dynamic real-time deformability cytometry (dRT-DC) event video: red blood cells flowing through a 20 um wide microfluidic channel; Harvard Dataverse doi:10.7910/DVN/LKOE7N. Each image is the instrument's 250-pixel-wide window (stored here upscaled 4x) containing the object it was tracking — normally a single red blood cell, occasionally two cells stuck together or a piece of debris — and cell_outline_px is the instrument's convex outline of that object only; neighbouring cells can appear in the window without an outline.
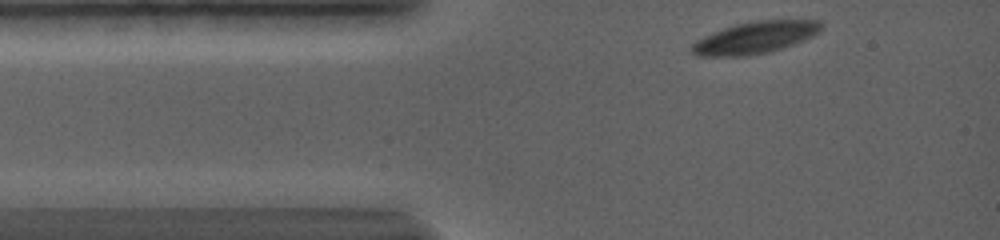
{"species": "common noctule bat (a hibernating species)", "species_latin": "Nyctalus noctula", "temperature_condition": "warm", "stored_images_in_passage": 28, "camera_frame_rate_fps": 5000, "um_per_image_px": 0.085, "animal": {"sex": "female", "body_mass_g": 19.0, "forearm_length_mm": 56.7}, "frame": {"image": 1, "passage_image": 1, "time_ms": 0.0, "image_size_px": [1000, 240], "cell_outline_px": [[824, 24], [816, 32], [808, 36], [776, 48], [764, 52], [732, 56], [696, 52], [692, 48], [692, 44], [696, 40], [712, 32], [736, 24], [752, 20], [824, 20]], "centroid_in_image_um": [64.21, 3.11], "position_along_channel_um": 20.8, "area_um2": 22.43}}
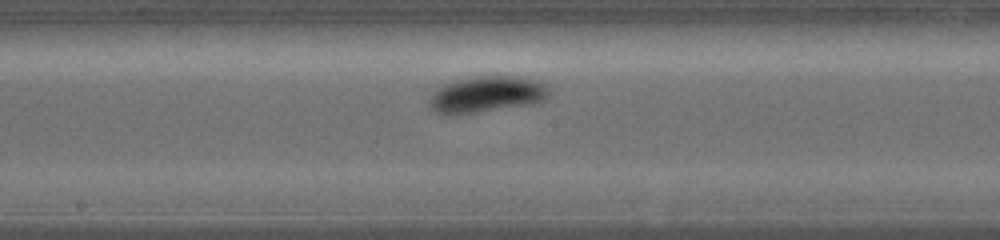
{"frame": {"image": 2, "passage_image": 18, "time_ms": 6.2, "image_size_px": [1000, 240], "cell_outline_px": [[548, 96], [544, 100], [536, 104], [476, 112], [436, 112], [428, 104], [428, 100], [432, 92], [444, 84], [456, 80], [476, 76], [516, 76], [536, 80], [544, 84], [548, 88]], "centroid_in_image_um": [41.4, 7.99], "position_along_channel_um": 206.8, "area_um2": 24.91}}
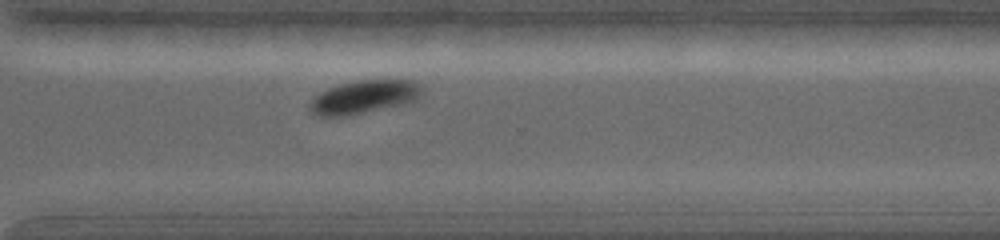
{"frame": {"image": 3, "passage_image": 28, "time_ms": 10.0, "image_size_px": [1000, 240], "cell_outline_px": [[424, 92], [416, 100], [400, 104], [348, 116], [320, 116], [312, 112], [308, 108], [308, 104], [320, 92], [328, 88], [340, 84], [360, 80], [412, 80], [424, 88]], "centroid_in_image_um": [30.94, 8.24], "position_along_channel_um": 339.7, "area_um2": 21.56}}